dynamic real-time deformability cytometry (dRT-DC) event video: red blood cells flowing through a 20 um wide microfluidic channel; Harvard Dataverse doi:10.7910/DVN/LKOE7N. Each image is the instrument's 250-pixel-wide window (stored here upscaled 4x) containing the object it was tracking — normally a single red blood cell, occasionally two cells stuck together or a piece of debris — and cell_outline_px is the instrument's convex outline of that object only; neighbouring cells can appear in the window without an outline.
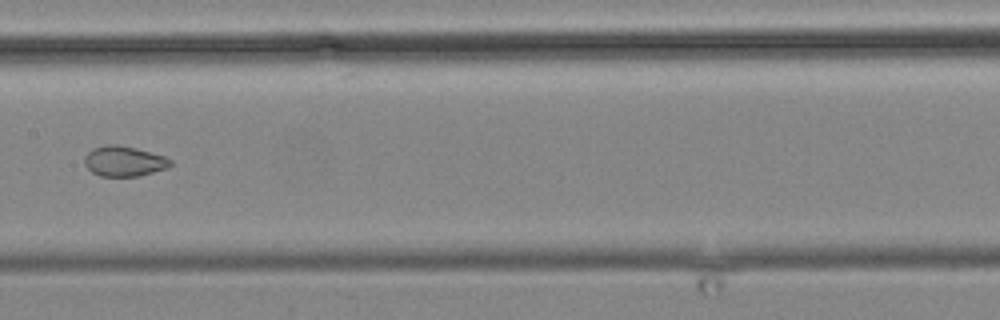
{"species": "common noctule bat (a hibernating species)", "species_latin": "Nyctalus noctula", "temperature_condition": "cold", "stored_images_in_passage": 11, "camera_frame_rate_fps": 3000, "um_per_image_px": 0.085, "animal": {"sex": "male", "body_mass_g": 19.2, "forearm_length_mm": 51.8}, "frame": {"image": 1, "passage_image": 10, "time_ms": 12.667, "image_size_px": [1000, 320], "cell_outline_px": [[172, 164], [168, 168], [140, 176], [100, 176], [92, 172], [84, 164], [84, 156], [92, 148], [108, 144], [116, 144], [136, 148], [164, 156], [172, 160]], "centroid_in_image_um": [10.54, 13.7], "position_along_channel_um": 196.9, "area_um2": 15.26}}
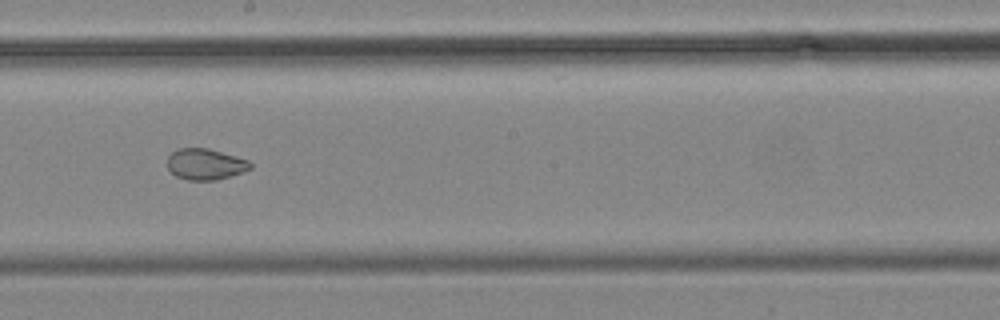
{"frame": {"image": 2, "passage_image": 11, "time_ms": 13.667, "image_size_px": [1000, 320], "cell_outline_px": [[252, 168], [216, 180], [188, 180], [176, 176], [168, 168], [168, 156], [176, 148], [208, 148], [248, 160], [252, 164]], "centroid_in_image_um": [17.43, 13.94], "position_along_channel_um": 230.8, "area_um2": 14.85}}